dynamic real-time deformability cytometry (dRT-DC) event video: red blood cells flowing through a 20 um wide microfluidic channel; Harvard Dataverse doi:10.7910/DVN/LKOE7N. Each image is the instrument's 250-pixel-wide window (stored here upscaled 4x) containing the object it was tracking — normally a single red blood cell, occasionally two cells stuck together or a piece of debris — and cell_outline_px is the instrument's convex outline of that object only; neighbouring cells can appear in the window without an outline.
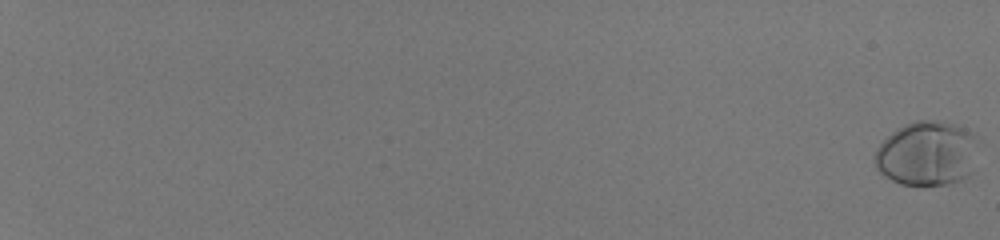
{"species": "human", "species_latin": "Homo sapiens", "temperature_condition": "room temperature", "stored_images_in_passage": 58, "camera_frame_rate_fps": 3000, "um_per_image_px": 0.085, "donor": {"sex": "male"}, "frame": {"image": 1, "passage_image": 1, "time_ms": 0.0, "image_size_px": [1000, 240], "cell_outline_px": [[972, 136], [968, 176], [960, 180], [948, 184], [924, 188], [900, 184], [884, 176], [876, 168], [872, 160], [876, 148], [892, 132], [904, 124], [916, 120], [936, 120], [956, 124], [972, 132]], "centroid_in_image_um": [78.64, 13.08], "position_along_channel_um": 6.4, "area_um2": 38.49}}
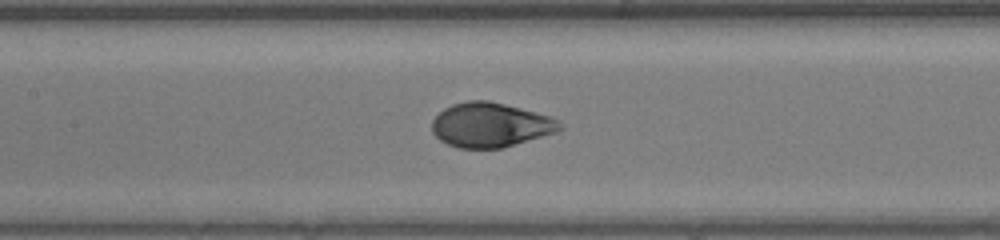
{"frame": {"image": 2, "passage_image": 35, "time_ms": 11.333, "image_size_px": [1000, 240], "cell_outline_px": [[564, 128], [556, 132], [500, 148], [456, 148], [440, 140], [432, 132], [432, 120], [444, 108], [452, 104], [468, 100], [488, 100], [552, 116], [560, 120], [564, 124]], "centroid_in_image_um": [41.7, 10.61], "position_along_channel_um": 165.7, "area_um2": 33.18}}
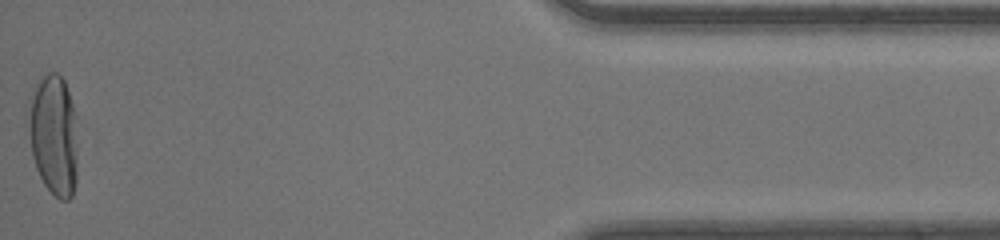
{"frame": {"image": 3, "passage_image": 58, "time_ms": 19.0, "image_size_px": [1000, 240], "cell_outline_px": [[76, 184], [72, 196], [68, 200], [60, 200], [44, 184], [36, 168], [32, 156], [28, 96], [32, 88], [48, 72], [56, 72], [64, 80], [72, 104], [76, 152]], "centroid_in_image_um": [4.54, 11.48], "position_along_channel_um": 430.7, "area_um2": 33.99}, "authors_computed_cell_mechanics": {"area_um2": 33.8997, "velocity_mm_per_s": 4.1673, "shape_relaxation_time_tau1_ms": 3.2762, "shape_relaxation_time_tau2_ms": null, "deformation_change_tau1": 0.1967, "deformation_change_tau2": null}}